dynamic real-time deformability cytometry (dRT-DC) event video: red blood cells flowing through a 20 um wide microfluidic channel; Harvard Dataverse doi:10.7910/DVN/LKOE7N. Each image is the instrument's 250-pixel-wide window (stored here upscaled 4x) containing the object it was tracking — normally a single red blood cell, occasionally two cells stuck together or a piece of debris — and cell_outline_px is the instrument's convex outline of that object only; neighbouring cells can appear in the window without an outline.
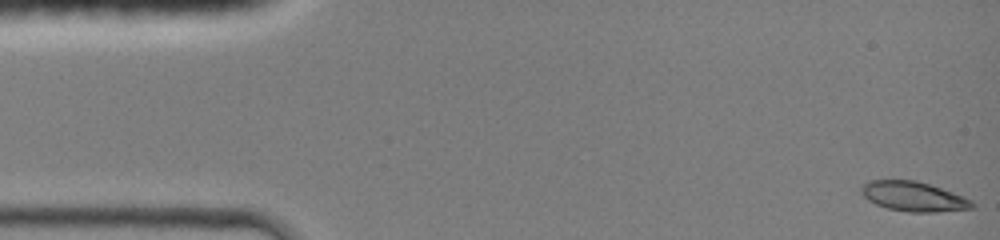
{"species": "common noctule bat (a hibernating species)", "species_latin": "Nyctalus noctula", "temperature_condition": "room temperature", "stored_images_in_passage": 43, "camera_frame_rate_fps": 3000, "um_per_image_px": 0.085, "animal": {"sex": "female", "body_mass_g": 19.0, "forearm_length_mm": 51.5}, "frame": {"image": 1, "passage_image": 1, "time_ms": 0.0, "image_size_px": [1000, 240], "cell_outline_px": [[976, 208], [936, 212], [908, 212], [888, 208], [876, 204], [868, 200], [860, 192], [860, 188], [868, 180], [916, 180], [952, 192], [972, 200], [976, 204]], "centroid_in_image_um": [77.66, 16.7], "position_along_channel_um": 7.3, "area_um2": 19.19}}
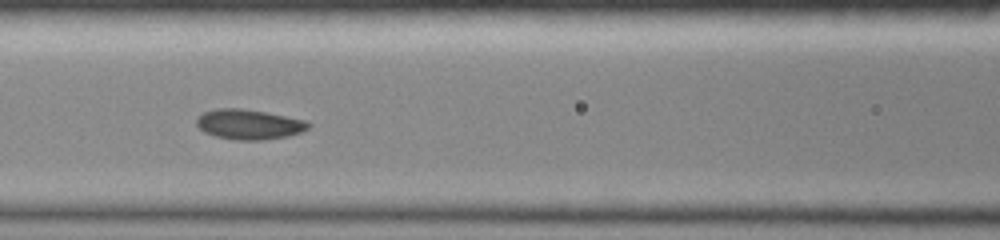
{"frame": {"image": 2, "passage_image": 19, "time_ms": 6.0, "image_size_px": [1000, 240], "cell_outline_px": [[312, 124], [308, 128], [300, 132], [288, 136], [264, 140], [232, 140], [216, 136], [204, 132], [196, 124], [196, 120], [204, 112], [216, 108], [240, 108], [264, 112], [308, 120]], "centroid_in_image_um": [21.18, 10.57], "position_along_channel_um": 145.4, "area_um2": 19.59}}
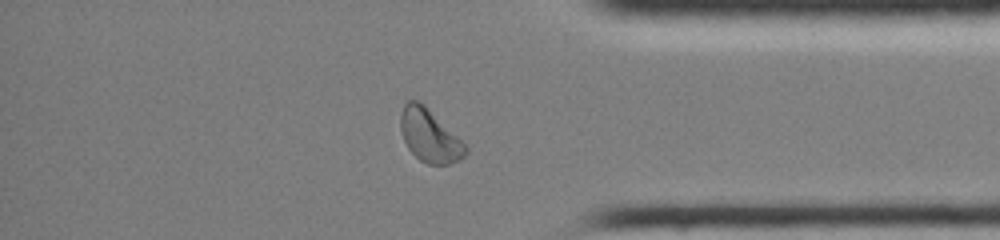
{"frame": {"image": 3, "passage_image": 37, "time_ms": 12.0, "image_size_px": [1000, 240], "cell_outline_px": [[468, 152], [460, 160], [448, 164], [428, 164], [420, 160], [408, 148], [404, 140], [400, 128], [400, 112], [404, 104], [408, 100], [416, 100], [424, 104], [468, 148]], "centroid_in_image_um": [36.48, 11.53], "position_along_channel_um": 398.7, "area_um2": 19.71}, "authors_computed_cell_mechanics": {"area_um2": 19.074, "velocity_mm_per_s": 4.3207, "shape_relaxation_time_tau1_ms": 2.4366, "shape_relaxation_time_tau2_ms": 3.0674, "deformation_change_tau1": 0.1231, "deformation_change_tau2": 0.0615}}